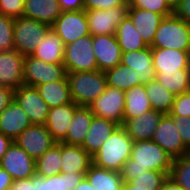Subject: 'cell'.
Wrapping results in <instances>:
<instances>
[{
    "label": "cell",
    "mask_w": 190,
    "mask_h": 190,
    "mask_svg": "<svg viewBox=\"0 0 190 190\" xmlns=\"http://www.w3.org/2000/svg\"><path fill=\"white\" fill-rule=\"evenodd\" d=\"M173 158L153 140L135 141L132 144L131 157L121 170L124 182H129L148 170L170 174Z\"/></svg>",
    "instance_id": "obj_1"
},
{
    "label": "cell",
    "mask_w": 190,
    "mask_h": 190,
    "mask_svg": "<svg viewBox=\"0 0 190 190\" xmlns=\"http://www.w3.org/2000/svg\"><path fill=\"white\" fill-rule=\"evenodd\" d=\"M132 144L133 140L127 135L125 129L119 126L92 156V164L121 172L123 165L131 157Z\"/></svg>",
    "instance_id": "obj_2"
},
{
    "label": "cell",
    "mask_w": 190,
    "mask_h": 190,
    "mask_svg": "<svg viewBox=\"0 0 190 190\" xmlns=\"http://www.w3.org/2000/svg\"><path fill=\"white\" fill-rule=\"evenodd\" d=\"M71 97L79 106H89L107 88L105 73L100 70L67 72Z\"/></svg>",
    "instance_id": "obj_3"
},
{
    "label": "cell",
    "mask_w": 190,
    "mask_h": 190,
    "mask_svg": "<svg viewBox=\"0 0 190 190\" xmlns=\"http://www.w3.org/2000/svg\"><path fill=\"white\" fill-rule=\"evenodd\" d=\"M150 47L190 51V23L180 19L174 13L164 17Z\"/></svg>",
    "instance_id": "obj_4"
},
{
    "label": "cell",
    "mask_w": 190,
    "mask_h": 190,
    "mask_svg": "<svg viewBox=\"0 0 190 190\" xmlns=\"http://www.w3.org/2000/svg\"><path fill=\"white\" fill-rule=\"evenodd\" d=\"M51 28L46 23L24 16L14 19V50L23 56L31 55Z\"/></svg>",
    "instance_id": "obj_5"
},
{
    "label": "cell",
    "mask_w": 190,
    "mask_h": 190,
    "mask_svg": "<svg viewBox=\"0 0 190 190\" xmlns=\"http://www.w3.org/2000/svg\"><path fill=\"white\" fill-rule=\"evenodd\" d=\"M92 44L93 36L86 35L65 45L63 64L66 72L98 70Z\"/></svg>",
    "instance_id": "obj_6"
},
{
    "label": "cell",
    "mask_w": 190,
    "mask_h": 190,
    "mask_svg": "<svg viewBox=\"0 0 190 190\" xmlns=\"http://www.w3.org/2000/svg\"><path fill=\"white\" fill-rule=\"evenodd\" d=\"M66 74L64 64L46 63L31 55L25 56L23 67L24 85L36 87L61 80Z\"/></svg>",
    "instance_id": "obj_7"
},
{
    "label": "cell",
    "mask_w": 190,
    "mask_h": 190,
    "mask_svg": "<svg viewBox=\"0 0 190 190\" xmlns=\"http://www.w3.org/2000/svg\"><path fill=\"white\" fill-rule=\"evenodd\" d=\"M129 5H121L110 9H85L90 35L116 34L118 25L128 15Z\"/></svg>",
    "instance_id": "obj_8"
},
{
    "label": "cell",
    "mask_w": 190,
    "mask_h": 190,
    "mask_svg": "<svg viewBox=\"0 0 190 190\" xmlns=\"http://www.w3.org/2000/svg\"><path fill=\"white\" fill-rule=\"evenodd\" d=\"M51 27L61 38L64 45L90 35L85 9L62 11Z\"/></svg>",
    "instance_id": "obj_9"
},
{
    "label": "cell",
    "mask_w": 190,
    "mask_h": 190,
    "mask_svg": "<svg viewBox=\"0 0 190 190\" xmlns=\"http://www.w3.org/2000/svg\"><path fill=\"white\" fill-rule=\"evenodd\" d=\"M94 116L123 125L125 91L107 86L106 90L89 105Z\"/></svg>",
    "instance_id": "obj_10"
},
{
    "label": "cell",
    "mask_w": 190,
    "mask_h": 190,
    "mask_svg": "<svg viewBox=\"0 0 190 190\" xmlns=\"http://www.w3.org/2000/svg\"><path fill=\"white\" fill-rule=\"evenodd\" d=\"M14 100L28 115L33 125H44L49 107L33 86L21 85L14 91Z\"/></svg>",
    "instance_id": "obj_11"
},
{
    "label": "cell",
    "mask_w": 190,
    "mask_h": 190,
    "mask_svg": "<svg viewBox=\"0 0 190 190\" xmlns=\"http://www.w3.org/2000/svg\"><path fill=\"white\" fill-rule=\"evenodd\" d=\"M35 165L36 160L15 142L12 143L0 161V167L9 173L13 180L36 175Z\"/></svg>",
    "instance_id": "obj_12"
},
{
    "label": "cell",
    "mask_w": 190,
    "mask_h": 190,
    "mask_svg": "<svg viewBox=\"0 0 190 190\" xmlns=\"http://www.w3.org/2000/svg\"><path fill=\"white\" fill-rule=\"evenodd\" d=\"M152 140L173 159L182 157L189 149L183 144L173 118L164 114L155 130Z\"/></svg>",
    "instance_id": "obj_13"
},
{
    "label": "cell",
    "mask_w": 190,
    "mask_h": 190,
    "mask_svg": "<svg viewBox=\"0 0 190 190\" xmlns=\"http://www.w3.org/2000/svg\"><path fill=\"white\" fill-rule=\"evenodd\" d=\"M14 142L35 160L57 143L45 125L33 124L27 127Z\"/></svg>",
    "instance_id": "obj_14"
},
{
    "label": "cell",
    "mask_w": 190,
    "mask_h": 190,
    "mask_svg": "<svg viewBox=\"0 0 190 190\" xmlns=\"http://www.w3.org/2000/svg\"><path fill=\"white\" fill-rule=\"evenodd\" d=\"M98 70L105 72L121 63L122 51L116 35H95L92 44Z\"/></svg>",
    "instance_id": "obj_15"
},
{
    "label": "cell",
    "mask_w": 190,
    "mask_h": 190,
    "mask_svg": "<svg viewBox=\"0 0 190 190\" xmlns=\"http://www.w3.org/2000/svg\"><path fill=\"white\" fill-rule=\"evenodd\" d=\"M25 56L16 50L0 51V85L16 90L24 84Z\"/></svg>",
    "instance_id": "obj_16"
},
{
    "label": "cell",
    "mask_w": 190,
    "mask_h": 190,
    "mask_svg": "<svg viewBox=\"0 0 190 190\" xmlns=\"http://www.w3.org/2000/svg\"><path fill=\"white\" fill-rule=\"evenodd\" d=\"M163 115V112L152 109L136 118L123 120L122 127L133 142L152 140Z\"/></svg>",
    "instance_id": "obj_17"
},
{
    "label": "cell",
    "mask_w": 190,
    "mask_h": 190,
    "mask_svg": "<svg viewBox=\"0 0 190 190\" xmlns=\"http://www.w3.org/2000/svg\"><path fill=\"white\" fill-rule=\"evenodd\" d=\"M78 106L79 105L72 102L55 108H49V113L44 125L56 142H61L66 137L75 109Z\"/></svg>",
    "instance_id": "obj_18"
},
{
    "label": "cell",
    "mask_w": 190,
    "mask_h": 190,
    "mask_svg": "<svg viewBox=\"0 0 190 190\" xmlns=\"http://www.w3.org/2000/svg\"><path fill=\"white\" fill-rule=\"evenodd\" d=\"M152 56L155 72L190 69V51H180L171 48H152Z\"/></svg>",
    "instance_id": "obj_19"
},
{
    "label": "cell",
    "mask_w": 190,
    "mask_h": 190,
    "mask_svg": "<svg viewBox=\"0 0 190 190\" xmlns=\"http://www.w3.org/2000/svg\"><path fill=\"white\" fill-rule=\"evenodd\" d=\"M32 123L28 115L13 100L0 114V132L13 141Z\"/></svg>",
    "instance_id": "obj_20"
},
{
    "label": "cell",
    "mask_w": 190,
    "mask_h": 190,
    "mask_svg": "<svg viewBox=\"0 0 190 190\" xmlns=\"http://www.w3.org/2000/svg\"><path fill=\"white\" fill-rule=\"evenodd\" d=\"M121 64L136 70L142 84L155 80L152 48L150 46L138 51L122 52Z\"/></svg>",
    "instance_id": "obj_21"
},
{
    "label": "cell",
    "mask_w": 190,
    "mask_h": 190,
    "mask_svg": "<svg viewBox=\"0 0 190 190\" xmlns=\"http://www.w3.org/2000/svg\"><path fill=\"white\" fill-rule=\"evenodd\" d=\"M119 126L120 125L114 121L94 116L81 147L93 156Z\"/></svg>",
    "instance_id": "obj_22"
},
{
    "label": "cell",
    "mask_w": 190,
    "mask_h": 190,
    "mask_svg": "<svg viewBox=\"0 0 190 190\" xmlns=\"http://www.w3.org/2000/svg\"><path fill=\"white\" fill-rule=\"evenodd\" d=\"M61 173H86L92 164V156L81 146L61 142Z\"/></svg>",
    "instance_id": "obj_23"
},
{
    "label": "cell",
    "mask_w": 190,
    "mask_h": 190,
    "mask_svg": "<svg viewBox=\"0 0 190 190\" xmlns=\"http://www.w3.org/2000/svg\"><path fill=\"white\" fill-rule=\"evenodd\" d=\"M128 16L132 20L135 28L139 31L144 42L148 46H151L154 41L157 28L164 17L161 14L137 8H129Z\"/></svg>",
    "instance_id": "obj_24"
},
{
    "label": "cell",
    "mask_w": 190,
    "mask_h": 190,
    "mask_svg": "<svg viewBox=\"0 0 190 190\" xmlns=\"http://www.w3.org/2000/svg\"><path fill=\"white\" fill-rule=\"evenodd\" d=\"M93 117L89 106H78L67 130V135L61 142L81 146L87 136Z\"/></svg>",
    "instance_id": "obj_25"
},
{
    "label": "cell",
    "mask_w": 190,
    "mask_h": 190,
    "mask_svg": "<svg viewBox=\"0 0 190 190\" xmlns=\"http://www.w3.org/2000/svg\"><path fill=\"white\" fill-rule=\"evenodd\" d=\"M62 13L58 0H25L23 16L52 26Z\"/></svg>",
    "instance_id": "obj_26"
},
{
    "label": "cell",
    "mask_w": 190,
    "mask_h": 190,
    "mask_svg": "<svg viewBox=\"0 0 190 190\" xmlns=\"http://www.w3.org/2000/svg\"><path fill=\"white\" fill-rule=\"evenodd\" d=\"M65 45L51 28L31 56L46 63L63 64Z\"/></svg>",
    "instance_id": "obj_27"
},
{
    "label": "cell",
    "mask_w": 190,
    "mask_h": 190,
    "mask_svg": "<svg viewBox=\"0 0 190 190\" xmlns=\"http://www.w3.org/2000/svg\"><path fill=\"white\" fill-rule=\"evenodd\" d=\"M36 88L49 108L73 102L66 76L58 81L38 85Z\"/></svg>",
    "instance_id": "obj_28"
},
{
    "label": "cell",
    "mask_w": 190,
    "mask_h": 190,
    "mask_svg": "<svg viewBox=\"0 0 190 190\" xmlns=\"http://www.w3.org/2000/svg\"><path fill=\"white\" fill-rule=\"evenodd\" d=\"M152 110L148 94L144 84L134 86L125 91V108L123 120H129L141 116Z\"/></svg>",
    "instance_id": "obj_29"
},
{
    "label": "cell",
    "mask_w": 190,
    "mask_h": 190,
    "mask_svg": "<svg viewBox=\"0 0 190 190\" xmlns=\"http://www.w3.org/2000/svg\"><path fill=\"white\" fill-rule=\"evenodd\" d=\"M85 173H60L50 177L33 176L34 190H74Z\"/></svg>",
    "instance_id": "obj_30"
},
{
    "label": "cell",
    "mask_w": 190,
    "mask_h": 190,
    "mask_svg": "<svg viewBox=\"0 0 190 190\" xmlns=\"http://www.w3.org/2000/svg\"><path fill=\"white\" fill-rule=\"evenodd\" d=\"M85 177L95 190H120L123 178L120 172L107 170L91 164Z\"/></svg>",
    "instance_id": "obj_31"
},
{
    "label": "cell",
    "mask_w": 190,
    "mask_h": 190,
    "mask_svg": "<svg viewBox=\"0 0 190 190\" xmlns=\"http://www.w3.org/2000/svg\"><path fill=\"white\" fill-rule=\"evenodd\" d=\"M115 35L122 52L138 51L149 47L128 15L118 25Z\"/></svg>",
    "instance_id": "obj_32"
},
{
    "label": "cell",
    "mask_w": 190,
    "mask_h": 190,
    "mask_svg": "<svg viewBox=\"0 0 190 190\" xmlns=\"http://www.w3.org/2000/svg\"><path fill=\"white\" fill-rule=\"evenodd\" d=\"M107 86L127 91L134 86L141 85L138 73L133 68L119 64L104 72Z\"/></svg>",
    "instance_id": "obj_33"
},
{
    "label": "cell",
    "mask_w": 190,
    "mask_h": 190,
    "mask_svg": "<svg viewBox=\"0 0 190 190\" xmlns=\"http://www.w3.org/2000/svg\"><path fill=\"white\" fill-rule=\"evenodd\" d=\"M155 79L175 96L190 90V69L155 72Z\"/></svg>",
    "instance_id": "obj_34"
},
{
    "label": "cell",
    "mask_w": 190,
    "mask_h": 190,
    "mask_svg": "<svg viewBox=\"0 0 190 190\" xmlns=\"http://www.w3.org/2000/svg\"><path fill=\"white\" fill-rule=\"evenodd\" d=\"M61 142L55 143L36 159V175L50 177L61 173Z\"/></svg>",
    "instance_id": "obj_35"
},
{
    "label": "cell",
    "mask_w": 190,
    "mask_h": 190,
    "mask_svg": "<svg viewBox=\"0 0 190 190\" xmlns=\"http://www.w3.org/2000/svg\"><path fill=\"white\" fill-rule=\"evenodd\" d=\"M152 109L169 114L172 110L175 95L168 91L156 79L144 84Z\"/></svg>",
    "instance_id": "obj_36"
},
{
    "label": "cell",
    "mask_w": 190,
    "mask_h": 190,
    "mask_svg": "<svg viewBox=\"0 0 190 190\" xmlns=\"http://www.w3.org/2000/svg\"><path fill=\"white\" fill-rule=\"evenodd\" d=\"M169 177L185 190H190V151L173 160Z\"/></svg>",
    "instance_id": "obj_37"
},
{
    "label": "cell",
    "mask_w": 190,
    "mask_h": 190,
    "mask_svg": "<svg viewBox=\"0 0 190 190\" xmlns=\"http://www.w3.org/2000/svg\"><path fill=\"white\" fill-rule=\"evenodd\" d=\"M167 177L168 175L165 172L148 170L129 181V183L135 186V188L161 189V186Z\"/></svg>",
    "instance_id": "obj_38"
},
{
    "label": "cell",
    "mask_w": 190,
    "mask_h": 190,
    "mask_svg": "<svg viewBox=\"0 0 190 190\" xmlns=\"http://www.w3.org/2000/svg\"><path fill=\"white\" fill-rule=\"evenodd\" d=\"M129 8L144 9L167 17L173 14L174 9L166 0H129Z\"/></svg>",
    "instance_id": "obj_39"
},
{
    "label": "cell",
    "mask_w": 190,
    "mask_h": 190,
    "mask_svg": "<svg viewBox=\"0 0 190 190\" xmlns=\"http://www.w3.org/2000/svg\"><path fill=\"white\" fill-rule=\"evenodd\" d=\"M14 19L0 14V51L14 49Z\"/></svg>",
    "instance_id": "obj_40"
},
{
    "label": "cell",
    "mask_w": 190,
    "mask_h": 190,
    "mask_svg": "<svg viewBox=\"0 0 190 190\" xmlns=\"http://www.w3.org/2000/svg\"><path fill=\"white\" fill-rule=\"evenodd\" d=\"M169 115L190 117V90L175 96L173 107Z\"/></svg>",
    "instance_id": "obj_41"
},
{
    "label": "cell",
    "mask_w": 190,
    "mask_h": 190,
    "mask_svg": "<svg viewBox=\"0 0 190 190\" xmlns=\"http://www.w3.org/2000/svg\"><path fill=\"white\" fill-rule=\"evenodd\" d=\"M25 0H0V14L16 19L23 16Z\"/></svg>",
    "instance_id": "obj_42"
},
{
    "label": "cell",
    "mask_w": 190,
    "mask_h": 190,
    "mask_svg": "<svg viewBox=\"0 0 190 190\" xmlns=\"http://www.w3.org/2000/svg\"><path fill=\"white\" fill-rule=\"evenodd\" d=\"M121 5H129V0H84V9H110Z\"/></svg>",
    "instance_id": "obj_43"
},
{
    "label": "cell",
    "mask_w": 190,
    "mask_h": 190,
    "mask_svg": "<svg viewBox=\"0 0 190 190\" xmlns=\"http://www.w3.org/2000/svg\"><path fill=\"white\" fill-rule=\"evenodd\" d=\"M171 117L175 122L183 144L190 150V117Z\"/></svg>",
    "instance_id": "obj_44"
},
{
    "label": "cell",
    "mask_w": 190,
    "mask_h": 190,
    "mask_svg": "<svg viewBox=\"0 0 190 190\" xmlns=\"http://www.w3.org/2000/svg\"><path fill=\"white\" fill-rule=\"evenodd\" d=\"M173 13L185 22L190 23V0H180Z\"/></svg>",
    "instance_id": "obj_45"
},
{
    "label": "cell",
    "mask_w": 190,
    "mask_h": 190,
    "mask_svg": "<svg viewBox=\"0 0 190 190\" xmlns=\"http://www.w3.org/2000/svg\"><path fill=\"white\" fill-rule=\"evenodd\" d=\"M14 100V90L0 85V114Z\"/></svg>",
    "instance_id": "obj_46"
},
{
    "label": "cell",
    "mask_w": 190,
    "mask_h": 190,
    "mask_svg": "<svg viewBox=\"0 0 190 190\" xmlns=\"http://www.w3.org/2000/svg\"><path fill=\"white\" fill-rule=\"evenodd\" d=\"M62 11L83 10L84 0H58Z\"/></svg>",
    "instance_id": "obj_47"
},
{
    "label": "cell",
    "mask_w": 190,
    "mask_h": 190,
    "mask_svg": "<svg viewBox=\"0 0 190 190\" xmlns=\"http://www.w3.org/2000/svg\"><path fill=\"white\" fill-rule=\"evenodd\" d=\"M10 190H34L33 177L13 180Z\"/></svg>",
    "instance_id": "obj_48"
},
{
    "label": "cell",
    "mask_w": 190,
    "mask_h": 190,
    "mask_svg": "<svg viewBox=\"0 0 190 190\" xmlns=\"http://www.w3.org/2000/svg\"><path fill=\"white\" fill-rule=\"evenodd\" d=\"M12 183L11 175L0 167V190H10Z\"/></svg>",
    "instance_id": "obj_49"
},
{
    "label": "cell",
    "mask_w": 190,
    "mask_h": 190,
    "mask_svg": "<svg viewBox=\"0 0 190 190\" xmlns=\"http://www.w3.org/2000/svg\"><path fill=\"white\" fill-rule=\"evenodd\" d=\"M14 141L0 132V161Z\"/></svg>",
    "instance_id": "obj_50"
},
{
    "label": "cell",
    "mask_w": 190,
    "mask_h": 190,
    "mask_svg": "<svg viewBox=\"0 0 190 190\" xmlns=\"http://www.w3.org/2000/svg\"><path fill=\"white\" fill-rule=\"evenodd\" d=\"M160 190H185L169 176L163 182Z\"/></svg>",
    "instance_id": "obj_51"
},
{
    "label": "cell",
    "mask_w": 190,
    "mask_h": 190,
    "mask_svg": "<svg viewBox=\"0 0 190 190\" xmlns=\"http://www.w3.org/2000/svg\"><path fill=\"white\" fill-rule=\"evenodd\" d=\"M74 190H95L88 179L84 176Z\"/></svg>",
    "instance_id": "obj_52"
},
{
    "label": "cell",
    "mask_w": 190,
    "mask_h": 190,
    "mask_svg": "<svg viewBox=\"0 0 190 190\" xmlns=\"http://www.w3.org/2000/svg\"><path fill=\"white\" fill-rule=\"evenodd\" d=\"M120 190H160V189L135 188V186L131 185L129 182H123Z\"/></svg>",
    "instance_id": "obj_53"
},
{
    "label": "cell",
    "mask_w": 190,
    "mask_h": 190,
    "mask_svg": "<svg viewBox=\"0 0 190 190\" xmlns=\"http://www.w3.org/2000/svg\"><path fill=\"white\" fill-rule=\"evenodd\" d=\"M166 2L174 9L180 2V0H166Z\"/></svg>",
    "instance_id": "obj_54"
}]
</instances>
